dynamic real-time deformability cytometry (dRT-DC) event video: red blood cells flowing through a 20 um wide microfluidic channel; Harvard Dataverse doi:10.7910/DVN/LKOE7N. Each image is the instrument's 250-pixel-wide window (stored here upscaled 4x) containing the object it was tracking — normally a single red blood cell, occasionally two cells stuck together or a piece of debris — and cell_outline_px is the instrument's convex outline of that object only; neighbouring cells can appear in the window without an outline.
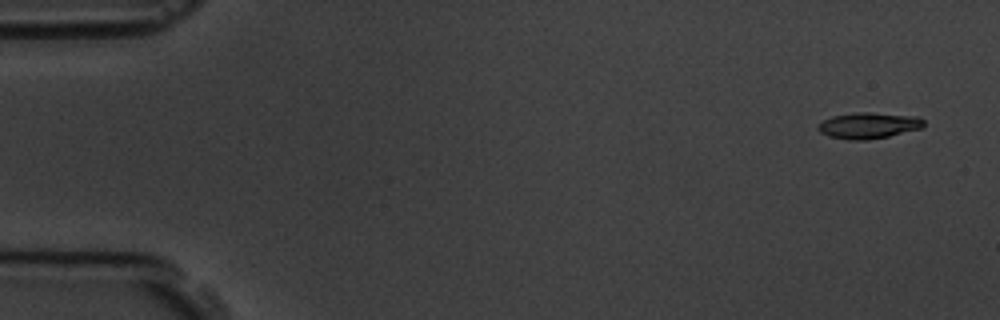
{"species": "common noctule bat (a hibernating species)", "species_latin": "Nyctalus noctula", "temperature_condition": "room temperature", "stored_images_in_passage": 5, "camera_frame_rate_fps": 3000, "um_per_image_px": 0.085, "animal": {"sex": "male", "body_mass_g": 19.5, "forearm_length_mm": 54.6}, "frame": {"image": 1, "passage_image": 1, "time_ms": 0.0, "image_size_px": [1000, 320], "cell_outline_px": [[924, 124], [920, 128], [888, 136], [868, 140], [848, 140], [828, 136], [820, 132], [816, 128], [824, 120], [832, 116], [856, 112], [868, 112], [916, 116], [924, 120]], "centroid_in_image_um": [73.8, 10.67], "position_along_channel_um": 11.2, "area_um2": 15.95}}
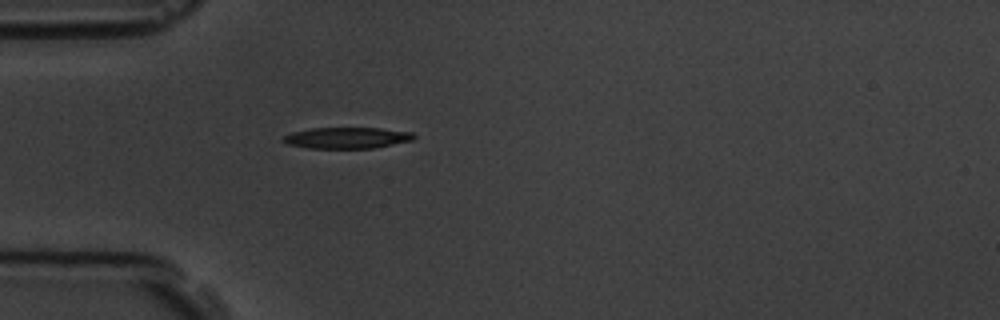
{"frame": {"image": 2, "passage_image": 5, "time_ms": 4.667, "image_size_px": [1000, 320], "cell_outline_px": [[416, 136], [412, 140], [372, 148], [308, 148], [288, 144], [280, 140], [284, 136], [292, 132], [312, 128], [380, 128], [412, 132]], "centroid_in_image_um": [29.46, 11.71], "position_along_channel_um": 55.5, "area_um2": 16.01}}